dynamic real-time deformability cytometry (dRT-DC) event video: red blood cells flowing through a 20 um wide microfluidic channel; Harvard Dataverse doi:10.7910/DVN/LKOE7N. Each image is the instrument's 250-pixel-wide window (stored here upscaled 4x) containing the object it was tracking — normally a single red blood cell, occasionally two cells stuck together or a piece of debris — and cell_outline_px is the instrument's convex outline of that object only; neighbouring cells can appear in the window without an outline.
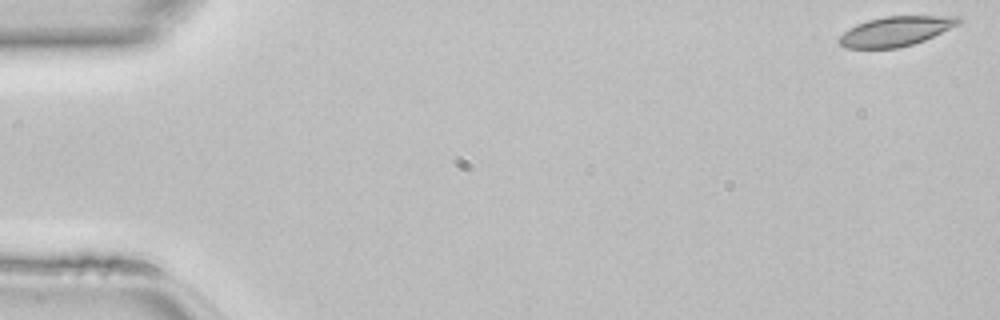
{"species": "common noctule bat (a hibernating species)", "species_latin": "Nyctalus noctula", "temperature_condition": "room temperature", "stored_images_in_passage": 47, "camera_frame_rate_fps": 3000, "um_per_image_px": 0.085, "animal": {"sex": "female", "body_mass_g": 22.7, "forearm_length_mm": 54.2}, "frame": {"image": 1, "passage_image": 1, "time_ms": 0.0, "image_size_px": [1000, 320], "cell_outline_px": [[960, 24], [924, 40], [912, 44], [896, 48], [844, 48], [836, 40], [848, 28], [856, 24], [868, 20], [884, 16], [960, 16]], "centroid_in_image_um": [76.1, 2.65], "position_along_channel_um": 8.9, "area_um2": 20.63}}
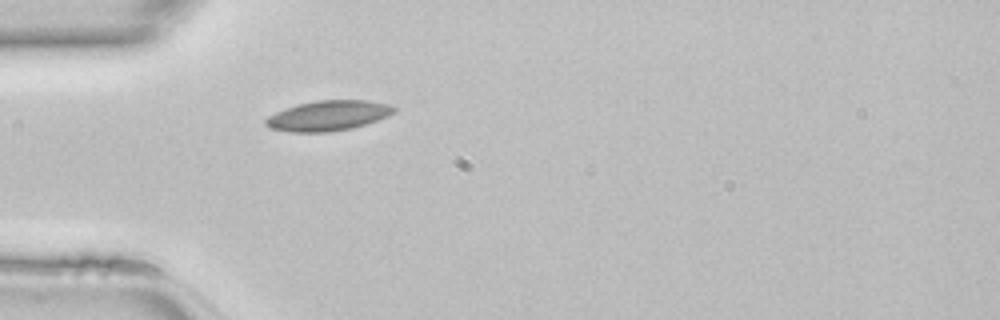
{"frame": {"image": 2, "passage_image": 14, "time_ms": 4.333, "image_size_px": [1000, 320], "cell_outline_px": [[396, 112], [388, 116], [352, 128], [328, 132], [288, 132], [268, 128], [264, 124], [264, 120], [268, 116], [284, 108], [296, 104], [316, 100], [368, 100], [388, 104], [396, 108]], "centroid_in_image_um": [27.85, 9.83], "position_along_channel_um": 57.2, "area_um2": 22.72}}
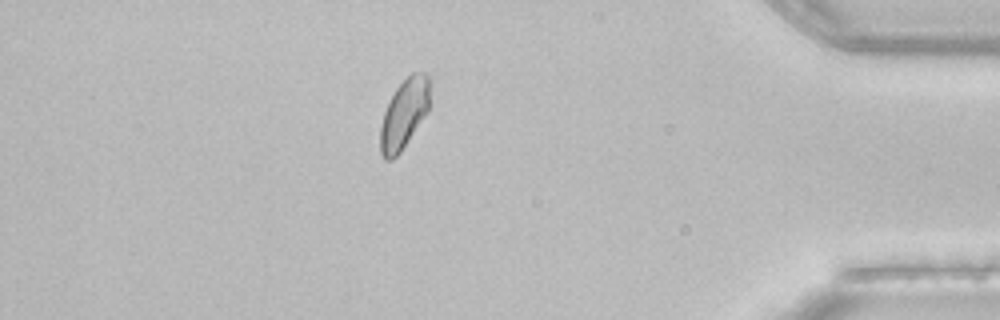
{"frame": {"image": 3, "passage_image": 41, "time_ms": 13.333, "image_size_px": [1000, 320], "cell_outline_px": [[428, 112], [400, 152], [392, 160], [384, 160], [380, 152], [380, 128], [384, 112], [396, 88], [412, 72], [428, 72]], "centroid_in_image_um": [34.33, 9.7], "position_along_channel_um": 400.9, "area_um2": 19.77}}